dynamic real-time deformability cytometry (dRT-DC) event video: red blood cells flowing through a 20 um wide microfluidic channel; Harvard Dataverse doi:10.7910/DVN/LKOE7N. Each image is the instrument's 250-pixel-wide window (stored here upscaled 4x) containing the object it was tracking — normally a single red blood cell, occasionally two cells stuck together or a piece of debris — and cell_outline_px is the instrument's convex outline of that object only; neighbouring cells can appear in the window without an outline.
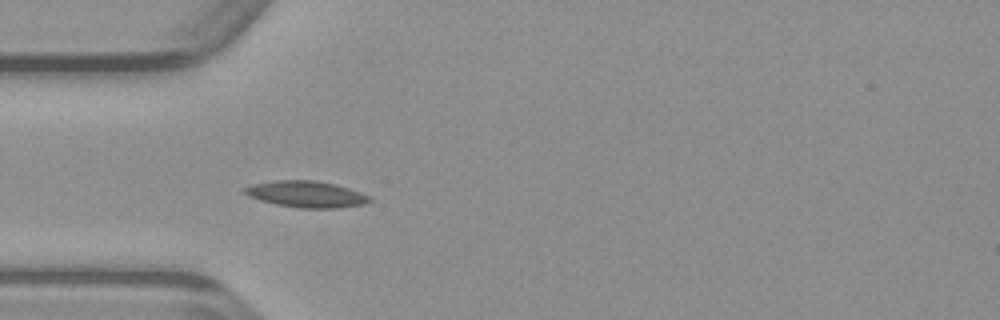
{"species": "common noctule bat (a hibernating species)", "species_latin": "Nyctalus noctula", "temperature_condition": "warm", "stored_images_in_passage": 24, "camera_frame_rate_fps": 3000, "um_per_image_px": 0.085, "animal": {"sex": "male", "body_mass_g": 23.1, "forearm_length_mm": 52.7}, "frame": {"image": 1, "passage_image": 4, "time_ms": 1.0, "image_size_px": [1000, 320], "cell_outline_px": [[372, 200], [364, 204], [336, 208], [300, 208], [276, 204], [260, 200], [248, 196], [240, 192], [244, 188], [252, 184], [276, 180], [316, 180], [336, 184], [360, 192], [368, 196]], "centroid_in_image_um": [25.99, 16.5], "position_along_channel_um": 59.0, "area_um2": 19.25}}
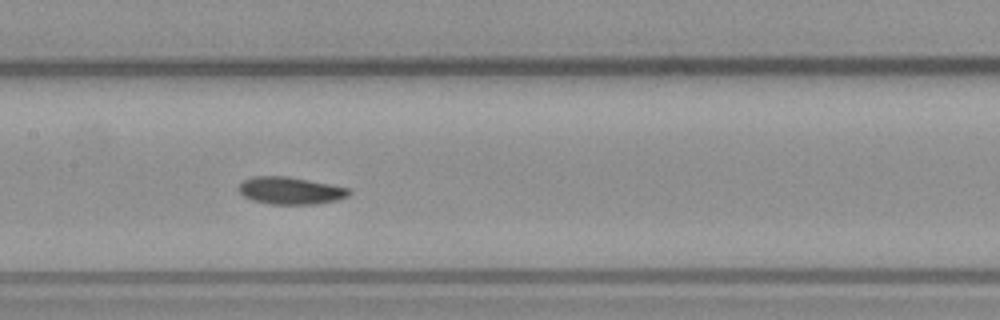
{"frame": {"image": 2, "passage_image": 13, "time_ms": 4.0, "image_size_px": [1000, 320], "cell_outline_px": [[352, 192], [348, 196], [340, 200], [316, 204], [272, 204], [252, 200], [244, 196], [240, 192], [240, 184], [244, 180], [252, 176], [288, 176], [348, 188]], "centroid_in_image_um": [24.71, 16.21], "position_along_channel_um": 182.7, "area_um2": 17.46}}
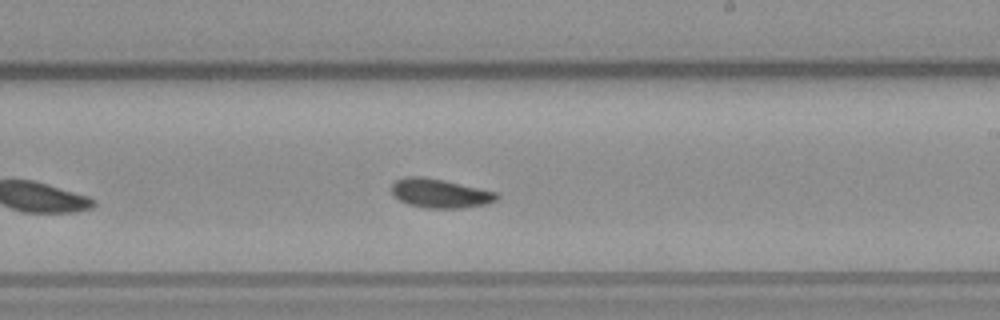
{"frame": {"image": 3, "passage_image": 18, "time_ms": 5.667, "image_size_px": [1000, 320], "cell_outline_px": [[500, 196], [496, 200], [484, 204], [460, 208], [428, 208], [408, 204], [400, 200], [392, 192], [392, 184], [396, 180], [404, 176], [424, 176], [444, 180], [496, 192]], "centroid_in_image_um": [37.38, 16.42], "position_along_channel_um": 251.6, "area_um2": 17.63}}